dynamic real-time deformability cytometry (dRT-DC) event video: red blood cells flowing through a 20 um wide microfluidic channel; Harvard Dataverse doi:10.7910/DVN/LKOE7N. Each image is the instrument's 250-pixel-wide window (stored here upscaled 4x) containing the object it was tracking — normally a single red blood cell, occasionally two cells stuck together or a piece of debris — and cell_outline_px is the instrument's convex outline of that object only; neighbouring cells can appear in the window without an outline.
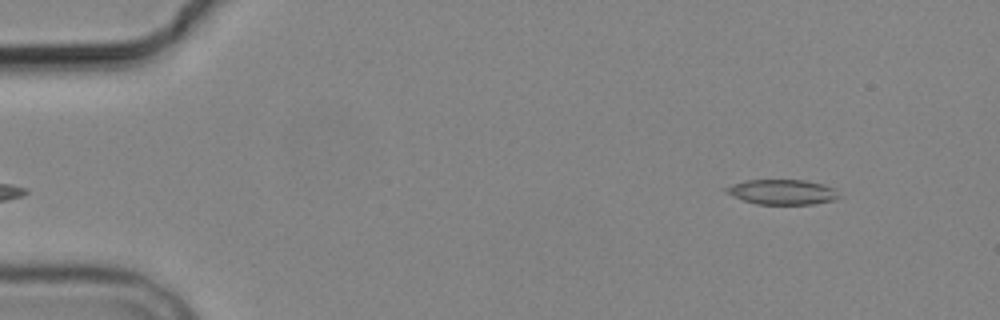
{"species": "common noctule bat (a hibernating species)", "species_latin": "Nyctalus noctula", "temperature_condition": "cold", "stored_images_in_passage": 6, "camera_frame_rate_fps": 3000, "um_per_image_px": 0.085, "animal": {"sex": "male", "body_mass_g": 19.2, "forearm_length_mm": 51.8}, "frame": {"image": 1, "passage_image": 6, "time_ms": 5.667, "image_size_px": [1000, 320], "cell_outline_px": [[840, 196], [836, 200], [812, 204], [756, 204], [732, 196], [724, 192], [724, 188], [732, 184], [748, 180], [804, 180], [824, 184], [836, 188]], "centroid_in_image_um": [66.52, 16.32], "position_along_channel_um": 18.5, "area_um2": 16.59}}